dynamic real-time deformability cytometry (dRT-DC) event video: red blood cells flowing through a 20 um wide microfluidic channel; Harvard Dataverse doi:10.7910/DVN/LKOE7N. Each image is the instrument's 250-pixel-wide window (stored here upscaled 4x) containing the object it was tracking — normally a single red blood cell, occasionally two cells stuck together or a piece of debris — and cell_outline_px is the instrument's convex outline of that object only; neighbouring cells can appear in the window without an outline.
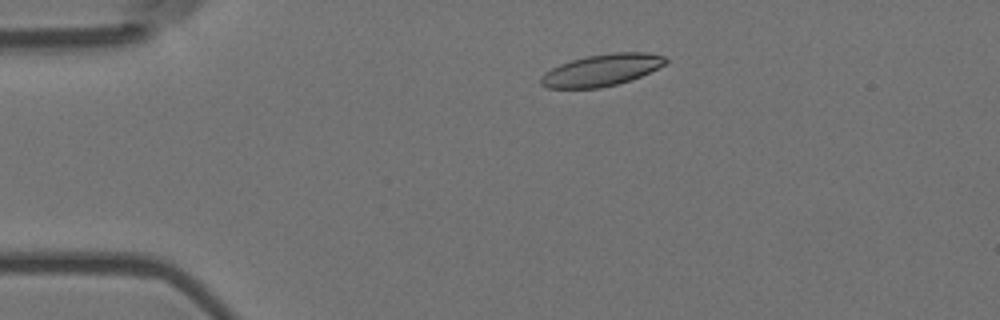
{"species": "Egyptian fruit bat (a non-hibernating species)", "species_latin": "Rousettus aegyptiacus", "temperature_condition": "room temperature", "stored_images_in_passage": 45, "camera_frame_rate_fps": 3000, "um_per_image_px": 0.085, "animal": {"sex": "female"}, "frame": {"image": 1, "passage_image": 1, "time_ms": 0.0, "image_size_px": [1000, 320], "cell_outline_px": [[668, 64], [640, 76], [616, 84], [600, 88], [548, 88], [540, 84], [540, 76], [544, 72], [560, 64], [572, 60], [588, 56], [612, 52], [648, 52], [664, 56], [668, 60]], "centroid_in_image_um": [51.15, 5.95], "position_along_channel_um": 33.8, "area_um2": 23.12}}
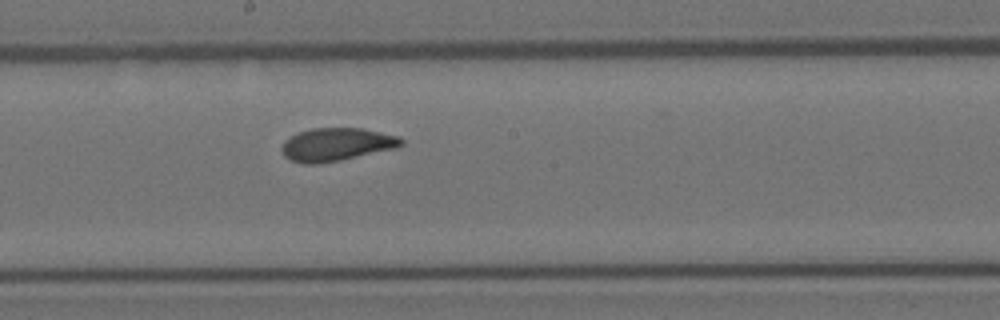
{"frame": {"image": 2, "passage_image": 20, "time_ms": 6.333, "image_size_px": [1000, 320], "cell_outline_px": [[404, 144], [396, 148], [340, 160], [320, 164], [304, 164], [292, 160], [284, 156], [280, 148], [284, 140], [296, 132], [312, 128], [364, 128], [400, 136], [404, 140]], "centroid_in_image_um": [28.6, 12.27], "position_along_channel_um": 219.6, "area_um2": 23.29}}
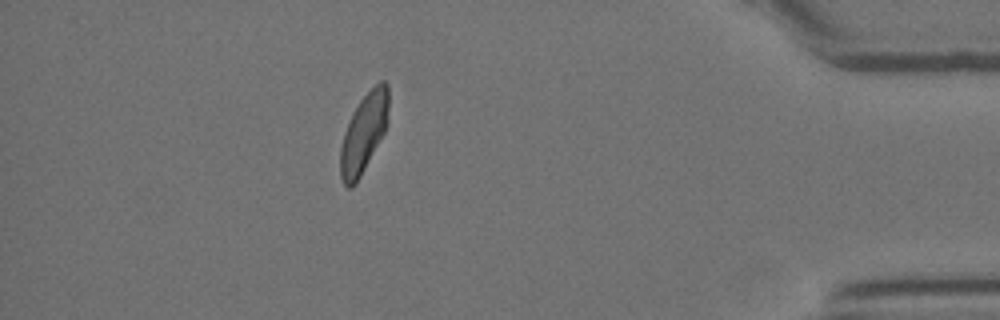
{"frame": {"image": 3, "passage_image": 39, "time_ms": 12.667, "image_size_px": [1000, 320], "cell_outline_px": [[388, 124], [384, 132], [356, 184], [352, 188], [348, 188], [344, 184], [340, 176], [340, 148], [344, 132], [352, 112], [360, 100], [380, 80], [384, 80], [388, 84]], "centroid_in_image_um": [30.91, 11.31], "position_along_channel_um": 404.3, "area_um2": 22.14}, "authors_computed_cell_mechanics": {"area_um2": 23.0622, "velocity_mm_per_s": 3.6456, "shape_relaxation_time_tau1_ms": 3.8872, "shape_relaxation_time_tau2_ms": 1.5422, "deformation_change_tau1": 0.1444, "deformation_change_tau2": 0.0721}}